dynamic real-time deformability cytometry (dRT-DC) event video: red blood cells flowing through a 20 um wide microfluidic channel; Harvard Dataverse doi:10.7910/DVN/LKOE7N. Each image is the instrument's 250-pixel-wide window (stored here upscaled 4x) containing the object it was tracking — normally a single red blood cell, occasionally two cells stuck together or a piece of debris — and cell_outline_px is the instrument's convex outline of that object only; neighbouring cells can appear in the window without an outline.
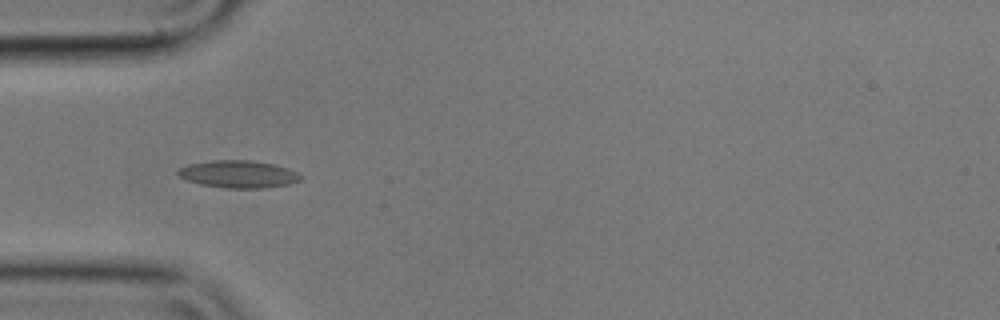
{"species": "common noctule bat (a hibernating species)", "species_latin": "Nyctalus noctula", "temperature_condition": "cold", "stored_images_in_passage": 9, "camera_frame_rate_fps": 3000, "um_per_image_px": 0.085, "animal": {"sex": "male", "body_mass_g": 17.9}, "frame": {"image": 1, "passage_image": 3, "time_ms": 0.667, "image_size_px": [1000, 320], "cell_outline_px": [[304, 176], [300, 180], [288, 184], [268, 188], [228, 188], [200, 184], [184, 180], [176, 172], [180, 168], [188, 164], [212, 160], [248, 160], [272, 164], [288, 168]], "centroid_in_image_um": [20.26, 14.81], "position_along_channel_um": 64.7, "area_um2": 19.59}}
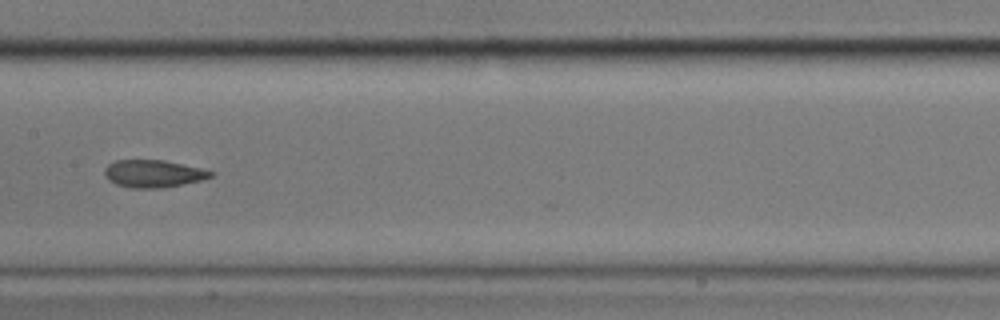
{"frame": {"image": 2, "passage_image": 6, "time_ms": 1.667, "image_size_px": [1000, 320], "cell_outline_px": [[216, 172], [212, 176], [204, 180], [164, 188], [128, 188], [116, 184], [108, 180], [104, 172], [104, 168], [108, 164], [116, 160], [164, 160], [200, 168]], "centroid_in_image_um": [13.04, 14.77], "position_along_channel_um": 194.4, "area_um2": 17.17}}
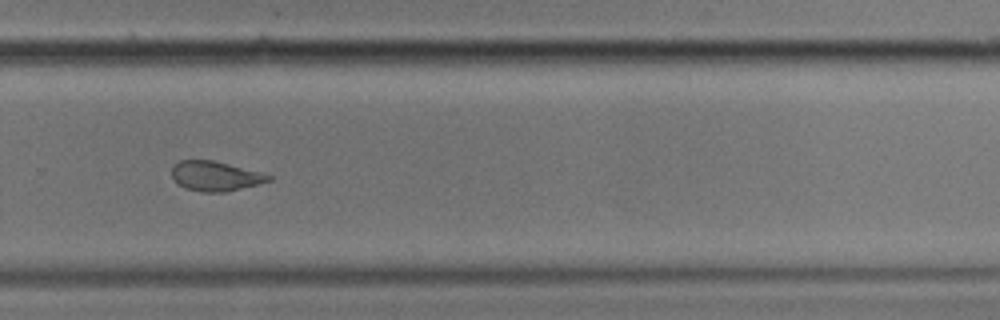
{"frame": {"image": 3, "passage_image": 9, "time_ms": 2.667, "image_size_px": [1000, 320], "cell_outline_px": [[272, 180], [260, 184], [224, 192], [200, 192], [184, 188], [176, 184], [172, 176], [172, 164], [180, 160], [212, 160], [228, 164], [272, 176]], "centroid_in_image_um": [18.24, 14.98], "position_along_channel_um": 311.6, "area_um2": 16.76}}